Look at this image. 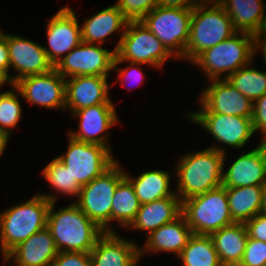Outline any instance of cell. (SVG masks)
Returning <instances> with one entry per match:
<instances>
[{
    "mask_svg": "<svg viewBox=\"0 0 266 266\" xmlns=\"http://www.w3.org/2000/svg\"><path fill=\"white\" fill-rule=\"evenodd\" d=\"M116 53L101 48L99 44L81 42L67 55L62 56L54 69L65 79L67 76H108Z\"/></svg>",
    "mask_w": 266,
    "mask_h": 266,
    "instance_id": "obj_11",
    "label": "cell"
},
{
    "mask_svg": "<svg viewBox=\"0 0 266 266\" xmlns=\"http://www.w3.org/2000/svg\"><path fill=\"white\" fill-rule=\"evenodd\" d=\"M58 252L51 232L46 227L16 246L4 259L7 262L14 257L17 266H52Z\"/></svg>",
    "mask_w": 266,
    "mask_h": 266,
    "instance_id": "obj_21",
    "label": "cell"
},
{
    "mask_svg": "<svg viewBox=\"0 0 266 266\" xmlns=\"http://www.w3.org/2000/svg\"><path fill=\"white\" fill-rule=\"evenodd\" d=\"M244 224L249 238L266 242V215L258 213Z\"/></svg>",
    "mask_w": 266,
    "mask_h": 266,
    "instance_id": "obj_38",
    "label": "cell"
},
{
    "mask_svg": "<svg viewBox=\"0 0 266 266\" xmlns=\"http://www.w3.org/2000/svg\"><path fill=\"white\" fill-rule=\"evenodd\" d=\"M8 138H9V135L0 131V156L4 151Z\"/></svg>",
    "mask_w": 266,
    "mask_h": 266,
    "instance_id": "obj_43",
    "label": "cell"
},
{
    "mask_svg": "<svg viewBox=\"0 0 266 266\" xmlns=\"http://www.w3.org/2000/svg\"><path fill=\"white\" fill-rule=\"evenodd\" d=\"M10 66L18 73L9 77L12 86L21 78L50 72L54 67L49 62L43 46L24 38L6 35Z\"/></svg>",
    "mask_w": 266,
    "mask_h": 266,
    "instance_id": "obj_14",
    "label": "cell"
},
{
    "mask_svg": "<svg viewBox=\"0 0 266 266\" xmlns=\"http://www.w3.org/2000/svg\"><path fill=\"white\" fill-rule=\"evenodd\" d=\"M113 64L129 61L160 67L172 54L163 43L141 22L128 21L125 32L116 45Z\"/></svg>",
    "mask_w": 266,
    "mask_h": 266,
    "instance_id": "obj_7",
    "label": "cell"
},
{
    "mask_svg": "<svg viewBox=\"0 0 266 266\" xmlns=\"http://www.w3.org/2000/svg\"><path fill=\"white\" fill-rule=\"evenodd\" d=\"M207 2L208 0H200V2ZM197 5L195 0H158V6H170V7H181L186 9H193Z\"/></svg>",
    "mask_w": 266,
    "mask_h": 266,
    "instance_id": "obj_40",
    "label": "cell"
},
{
    "mask_svg": "<svg viewBox=\"0 0 266 266\" xmlns=\"http://www.w3.org/2000/svg\"><path fill=\"white\" fill-rule=\"evenodd\" d=\"M188 116L207 129L216 141L236 148L243 147L254 133L248 117L219 113H189Z\"/></svg>",
    "mask_w": 266,
    "mask_h": 266,
    "instance_id": "obj_15",
    "label": "cell"
},
{
    "mask_svg": "<svg viewBox=\"0 0 266 266\" xmlns=\"http://www.w3.org/2000/svg\"><path fill=\"white\" fill-rule=\"evenodd\" d=\"M140 202L132 184L124 178L116 187L112 199V221L117 220L127 227L135 220Z\"/></svg>",
    "mask_w": 266,
    "mask_h": 266,
    "instance_id": "obj_30",
    "label": "cell"
},
{
    "mask_svg": "<svg viewBox=\"0 0 266 266\" xmlns=\"http://www.w3.org/2000/svg\"><path fill=\"white\" fill-rule=\"evenodd\" d=\"M42 173L57 191L79 196L81 186L58 158L53 159Z\"/></svg>",
    "mask_w": 266,
    "mask_h": 266,
    "instance_id": "obj_32",
    "label": "cell"
},
{
    "mask_svg": "<svg viewBox=\"0 0 266 266\" xmlns=\"http://www.w3.org/2000/svg\"><path fill=\"white\" fill-rule=\"evenodd\" d=\"M239 266H266V242L248 238Z\"/></svg>",
    "mask_w": 266,
    "mask_h": 266,
    "instance_id": "obj_35",
    "label": "cell"
},
{
    "mask_svg": "<svg viewBox=\"0 0 266 266\" xmlns=\"http://www.w3.org/2000/svg\"><path fill=\"white\" fill-rule=\"evenodd\" d=\"M47 37L50 50L44 47L49 62L55 67L63 53L70 52L82 42L81 27L75 13L64 7L49 21Z\"/></svg>",
    "mask_w": 266,
    "mask_h": 266,
    "instance_id": "obj_16",
    "label": "cell"
},
{
    "mask_svg": "<svg viewBox=\"0 0 266 266\" xmlns=\"http://www.w3.org/2000/svg\"><path fill=\"white\" fill-rule=\"evenodd\" d=\"M54 203L48 211L47 228L58 251L90 253L104 231L75 203L53 213Z\"/></svg>",
    "mask_w": 266,
    "mask_h": 266,
    "instance_id": "obj_1",
    "label": "cell"
},
{
    "mask_svg": "<svg viewBox=\"0 0 266 266\" xmlns=\"http://www.w3.org/2000/svg\"><path fill=\"white\" fill-rule=\"evenodd\" d=\"M125 178L132 184L140 204L153 202L175 194V192L169 190L170 175L165 171H146L140 174L137 179L125 174Z\"/></svg>",
    "mask_w": 266,
    "mask_h": 266,
    "instance_id": "obj_28",
    "label": "cell"
},
{
    "mask_svg": "<svg viewBox=\"0 0 266 266\" xmlns=\"http://www.w3.org/2000/svg\"><path fill=\"white\" fill-rule=\"evenodd\" d=\"M260 213L266 215V183L263 185L262 190V208Z\"/></svg>",
    "mask_w": 266,
    "mask_h": 266,
    "instance_id": "obj_44",
    "label": "cell"
},
{
    "mask_svg": "<svg viewBox=\"0 0 266 266\" xmlns=\"http://www.w3.org/2000/svg\"><path fill=\"white\" fill-rule=\"evenodd\" d=\"M179 259L183 266H223L210 235L193 234Z\"/></svg>",
    "mask_w": 266,
    "mask_h": 266,
    "instance_id": "obj_29",
    "label": "cell"
},
{
    "mask_svg": "<svg viewBox=\"0 0 266 266\" xmlns=\"http://www.w3.org/2000/svg\"><path fill=\"white\" fill-rule=\"evenodd\" d=\"M252 126L253 132L260 130L264 134L262 142L266 140V93L260 98L253 101V112H252Z\"/></svg>",
    "mask_w": 266,
    "mask_h": 266,
    "instance_id": "obj_37",
    "label": "cell"
},
{
    "mask_svg": "<svg viewBox=\"0 0 266 266\" xmlns=\"http://www.w3.org/2000/svg\"><path fill=\"white\" fill-rule=\"evenodd\" d=\"M227 12L233 27L238 32L258 36L261 33L265 15L262 0H216Z\"/></svg>",
    "mask_w": 266,
    "mask_h": 266,
    "instance_id": "obj_24",
    "label": "cell"
},
{
    "mask_svg": "<svg viewBox=\"0 0 266 266\" xmlns=\"http://www.w3.org/2000/svg\"><path fill=\"white\" fill-rule=\"evenodd\" d=\"M133 65H137V66H139V65H141V64H134V63H131V67H128V68H126V69H118V68H116L115 66V64H113L112 65V70H114V69H116L118 72H119V75H120V77L121 78H128V79H130L131 81H133L134 79L135 80H137V78H138V80L141 78V79H143V75L141 74V71H140V69H138L137 67H133ZM136 69H138V71L137 72H135V70ZM133 70H134V72H133ZM137 73V74H136ZM137 80V81H138ZM134 82V81H133Z\"/></svg>",
    "mask_w": 266,
    "mask_h": 266,
    "instance_id": "obj_41",
    "label": "cell"
},
{
    "mask_svg": "<svg viewBox=\"0 0 266 266\" xmlns=\"http://www.w3.org/2000/svg\"><path fill=\"white\" fill-rule=\"evenodd\" d=\"M263 186L226 187L229 209L234 222L245 223L260 213Z\"/></svg>",
    "mask_w": 266,
    "mask_h": 266,
    "instance_id": "obj_27",
    "label": "cell"
},
{
    "mask_svg": "<svg viewBox=\"0 0 266 266\" xmlns=\"http://www.w3.org/2000/svg\"><path fill=\"white\" fill-rule=\"evenodd\" d=\"M245 97L255 101L266 93V72L247 66L239 68L226 78Z\"/></svg>",
    "mask_w": 266,
    "mask_h": 266,
    "instance_id": "obj_31",
    "label": "cell"
},
{
    "mask_svg": "<svg viewBox=\"0 0 266 266\" xmlns=\"http://www.w3.org/2000/svg\"><path fill=\"white\" fill-rule=\"evenodd\" d=\"M13 87L30 103L51 109L65 108L66 80L54 68L45 74L21 78Z\"/></svg>",
    "mask_w": 266,
    "mask_h": 266,
    "instance_id": "obj_12",
    "label": "cell"
},
{
    "mask_svg": "<svg viewBox=\"0 0 266 266\" xmlns=\"http://www.w3.org/2000/svg\"><path fill=\"white\" fill-rule=\"evenodd\" d=\"M225 153L222 149L208 148L188 154L177 166L178 190L181 202L222 186Z\"/></svg>",
    "mask_w": 266,
    "mask_h": 266,
    "instance_id": "obj_3",
    "label": "cell"
},
{
    "mask_svg": "<svg viewBox=\"0 0 266 266\" xmlns=\"http://www.w3.org/2000/svg\"><path fill=\"white\" fill-rule=\"evenodd\" d=\"M107 76H74L66 79V105L72 112L98 104H112Z\"/></svg>",
    "mask_w": 266,
    "mask_h": 266,
    "instance_id": "obj_18",
    "label": "cell"
},
{
    "mask_svg": "<svg viewBox=\"0 0 266 266\" xmlns=\"http://www.w3.org/2000/svg\"><path fill=\"white\" fill-rule=\"evenodd\" d=\"M91 266H136L139 248L113 232H104L90 252Z\"/></svg>",
    "mask_w": 266,
    "mask_h": 266,
    "instance_id": "obj_19",
    "label": "cell"
},
{
    "mask_svg": "<svg viewBox=\"0 0 266 266\" xmlns=\"http://www.w3.org/2000/svg\"><path fill=\"white\" fill-rule=\"evenodd\" d=\"M210 236L222 265L239 266L249 238L245 224L235 222Z\"/></svg>",
    "mask_w": 266,
    "mask_h": 266,
    "instance_id": "obj_25",
    "label": "cell"
},
{
    "mask_svg": "<svg viewBox=\"0 0 266 266\" xmlns=\"http://www.w3.org/2000/svg\"><path fill=\"white\" fill-rule=\"evenodd\" d=\"M52 266H91L90 253L58 252Z\"/></svg>",
    "mask_w": 266,
    "mask_h": 266,
    "instance_id": "obj_36",
    "label": "cell"
},
{
    "mask_svg": "<svg viewBox=\"0 0 266 266\" xmlns=\"http://www.w3.org/2000/svg\"><path fill=\"white\" fill-rule=\"evenodd\" d=\"M115 5L128 21H141L158 6V0H118Z\"/></svg>",
    "mask_w": 266,
    "mask_h": 266,
    "instance_id": "obj_34",
    "label": "cell"
},
{
    "mask_svg": "<svg viewBox=\"0 0 266 266\" xmlns=\"http://www.w3.org/2000/svg\"><path fill=\"white\" fill-rule=\"evenodd\" d=\"M265 183L266 145L262 141L257 148L238 157L222 174L224 187L263 186Z\"/></svg>",
    "mask_w": 266,
    "mask_h": 266,
    "instance_id": "obj_17",
    "label": "cell"
},
{
    "mask_svg": "<svg viewBox=\"0 0 266 266\" xmlns=\"http://www.w3.org/2000/svg\"><path fill=\"white\" fill-rule=\"evenodd\" d=\"M207 3H212L209 9ZM207 3L197 5L192 11L189 41L184 54L190 61L237 32L231 18L216 0H208Z\"/></svg>",
    "mask_w": 266,
    "mask_h": 266,
    "instance_id": "obj_4",
    "label": "cell"
},
{
    "mask_svg": "<svg viewBox=\"0 0 266 266\" xmlns=\"http://www.w3.org/2000/svg\"><path fill=\"white\" fill-rule=\"evenodd\" d=\"M238 31L230 38L201 52L192 62L202 67L210 80L219 79L227 71L225 79L239 68L248 66L255 53L256 36Z\"/></svg>",
    "mask_w": 266,
    "mask_h": 266,
    "instance_id": "obj_6",
    "label": "cell"
},
{
    "mask_svg": "<svg viewBox=\"0 0 266 266\" xmlns=\"http://www.w3.org/2000/svg\"><path fill=\"white\" fill-rule=\"evenodd\" d=\"M259 42H262V43H259ZM259 47H262L264 61L266 63V36L264 37V40L262 41H260V37H256L255 50L259 49Z\"/></svg>",
    "mask_w": 266,
    "mask_h": 266,
    "instance_id": "obj_42",
    "label": "cell"
},
{
    "mask_svg": "<svg viewBox=\"0 0 266 266\" xmlns=\"http://www.w3.org/2000/svg\"><path fill=\"white\" fill-rule=\"evenodd\" d=\"M69 138L67 153L57 158L81 187L103 174L116 162L108 147Z\"/></svg>",
    "mask_w": 266,
    "mask_h": 266,
    "instance_id": "obj_10",
    "label": "cell"
},
{
    "mask_svg": "<svg viewBox=\"0 0 266 266\" xmlns=\"http://www.w3.org/2000/svg\"><path fill=\"white\" fill-rule=\"evenodd\" d=\"M10 67L9 52L6 42V34L0 36V69L9 77Z\"/></svg>",
    "mask_w": 266,
    "mask_h": 266,
    "instance_id": "obj_39",
    "label": "cell"
},
{
    "mask_svg": "<svg viewBox=\"0 0 266 266\" xmlns=\"http://www.w3.org/2000/svg\"><path fill=\"white\" fill-rule=\"evenodd\" d=\"M193 9L156 6L141 22L176 57L183 58L189 41L190 21ZM178 48L173 50V48ZM177 51V52H176Z\"/></svg>",
    "mask_w": 266,
    "mask_h": 266,
    "instance_id": "obj_9",
    "label": "cell"
},
{
    "mask_svg": "<svg viewBox=\"0 0 266 266\" xmlns=\"http://www.w3.org/2000/svg\"><path fill=\"white\" fill-rule=\"evenodd\" d=\"M21 117V105L17 94L12 91L0 93V131L10 134ZM9 129V130H8Z\"/></svg>",
    "mask_w": 266,
    "mask_h": 266,
    "instance_id": "obj_33",
    "label": "cell"
},
{
    "mask_svg": "<svg viewBox=\"0 0 266 266\" xmlns=\"http://www.w3.org/2000/svg\"><path fill=\"white\" fill-rule=\"evenodd\" d=\"M182 215L193 234L211 235L235 223L223 185L182 201Z\"/></svg>",
    "mask_w": 266,
    "mask_h": 266,
    "instance_id": "obj_5",
    "label": "cell"
},
{
    "mask_svg": "<svg viewBox=\"0 0 266 266\" xmlns=\"http://www.w3.org/2000/svg\"><path fill=\"white\" fill-rule=\"evenodd\" d=\"M261 36H263V37L266 36V15H265V21H264L261 33H260V35H258L256 37H260L261 38Z\"/></svg>",
    "mask_w": 266,
    "mask_h": 266,
    "instance_id": "obj_46",
    "label": "cell"
},
{
    "mask_svg": "<svg viewBox=\"0 0 266 266\" xmlns=\"http://www.w3.org/2000/svg\"><path fill=\"white\" fill-rule=\"evenodd\" d=\"M128 20L116 5L103 9L86 19L81 27L82 42L101 45L104 38L118 29L125 30Z\"/></svg>",
    "mask_w": 266,
    "mask_h": 266,
    "instance_id": "obj_26",
    "label": "cell"
},
{
    "mask_svg": "<svg viewBox=\"0 0 266 266\" xmlns=\"http://www.w3.org/2000/svg\"><path fill=\"white\" fill-rule=\"evenodd\" d=\"M179 197L175 193L163 199L141 204L130 226L134 229L147 230L149 234L162 225L174 221L182 214V202Z\"/></svg>",
    "mask_w": 266,
    "mask_h": 266,
    "instance_id": "obj_22",
    "label": "cell"
},
{
    "mask_svg": "<svg viewBox=\"0 0 266 266\" xmlns=\"http://www.w3.org/2000/svg\"><path fill=\"white\" fill-rule=\"evenodd\" d=\"M55 199L56 196L36 195L1 213L0 241L4 258L32 234L47 227L48 211Z\"/></svg>",
    "mask_w": 266,
    "mask_h": 266,
    "instance_id": "obj_2",
    "label": "cell"
},
{
    "mask_svg": "<svg viewBox=\"0 0 266 266\" xmlns=\"http://www.w3.org/2000/svg\"><path fill=\"white\" fill-rule=\"evenodd\" d=\"M203 109L196 113H219L252 117L253 101L245 97L227 79H212L200 97Z\"/></svg>",
    "mask_w": 266,
    "mask_h": 266,
    "instance_id": "obj_13",
    "label": "cell"
},
{
    "mask_svg": "<svg viewBox=\"0 0 266 266\" xmlns=\"http://www.w3.org/2000/svg\"><path fill=\"white\" fill-rule=\"evenodd\" d=\"M6 81L9 82V84L11 83L9 77L0 69V88L2 84L5 83Z\"/></svg>",
    "mask_w": 266,
    "mask_h": 266,
    "instance_id": "obj_45",
    "label": "cell"
},
{
    "mask_svg": "<svg viewBox=\"0 0 266 266\" xmlns=\"http://www.w3.org/2000/svg\"><path fill=\"white\" fill-rule=\"evenodd\" d=\"M73 114L80 117V130L76 133L71 132L69 137L79 142L108 147L105 136L99 134L117 122L113 104H98L74 111Z\"/></svg>",
    "mask_w": 266,
    "mask_h": 266,
    "instance_id": "obj_20",
    "label": "cell"
},
{
    "mask_svg": "<svg viewBox=\"0 0 266 266\" xmlns=\"http://www.w3.org/2000/svg\"><path fill=\"white\" fill-rule=\"evenodd\" d=\"M125 178L118 163L81 187L75 203L104 232H112L107 223L112 220V199L117 185Z\"/></svg>",
    "mask_w": 266,
    "mask_h": 266,
    "instance_id": "obj_8",
    "label": "cell"
},
{
    "mask_svg": "<svg viewBox=\"0 0 266 266\" xmlns=\"http://www.w3.org/2000/svg\"><path fill=\"white\" fill-rule=\"evenodd\" d=\"M192 235V229L181 214L174 221L150 232L145 247L143 250L139 249V256H142L146 250H153L176 252L179 257Z\"/></svg>",
    "mask_w": 266,
    "mask_h": 266,
    "instance_id": "obj_23",
    "label": "cell"
}]
</instances>
